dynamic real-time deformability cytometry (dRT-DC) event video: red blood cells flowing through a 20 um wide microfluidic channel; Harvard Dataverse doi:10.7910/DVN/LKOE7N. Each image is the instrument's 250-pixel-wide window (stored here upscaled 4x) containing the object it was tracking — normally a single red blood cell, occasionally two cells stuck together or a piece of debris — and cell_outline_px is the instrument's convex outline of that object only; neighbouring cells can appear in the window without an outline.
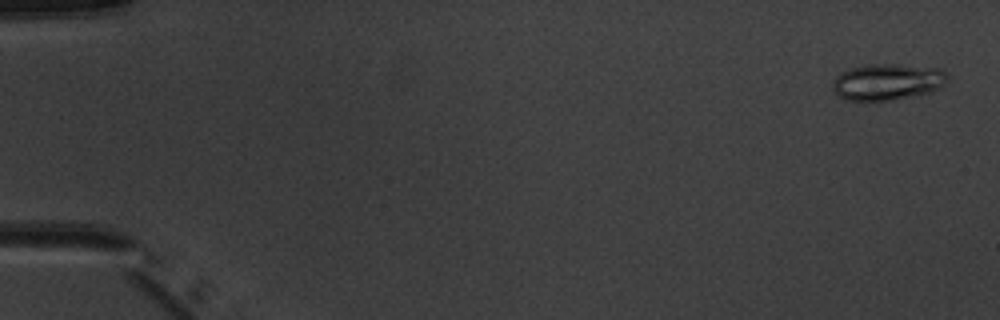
{"species": "common noctule bat (a hibernating species)", "species_latin": "Nyctalus noctula", "temperature_condition": "warm", "stored_images_in_passage": 5, "camera_frame_rate_fps": 3000, "um_per_image_px": 0.085, "animal": {"sex": "male", "body_mass_g": 20.1, "forearm_length_mm": 53.5}, "frame": {"image": 1, "passage_image": 1, "time_ms": 0.0, "image_size_px": [1000, 320], "cell_outline_px": [[948, 80], [944, 84], [928, 92], [912, 96], [888, 100], [848, 100], [840, 96], [832, 88], [832, 80], [840, 72], [852, 68], [868, 64], [900, 64], [940, 68], [948, 76]], "centroid_in_image_um": [75.41, 6.94], "position_along_channel_um": 9.6, "area_um2": 24.16}}